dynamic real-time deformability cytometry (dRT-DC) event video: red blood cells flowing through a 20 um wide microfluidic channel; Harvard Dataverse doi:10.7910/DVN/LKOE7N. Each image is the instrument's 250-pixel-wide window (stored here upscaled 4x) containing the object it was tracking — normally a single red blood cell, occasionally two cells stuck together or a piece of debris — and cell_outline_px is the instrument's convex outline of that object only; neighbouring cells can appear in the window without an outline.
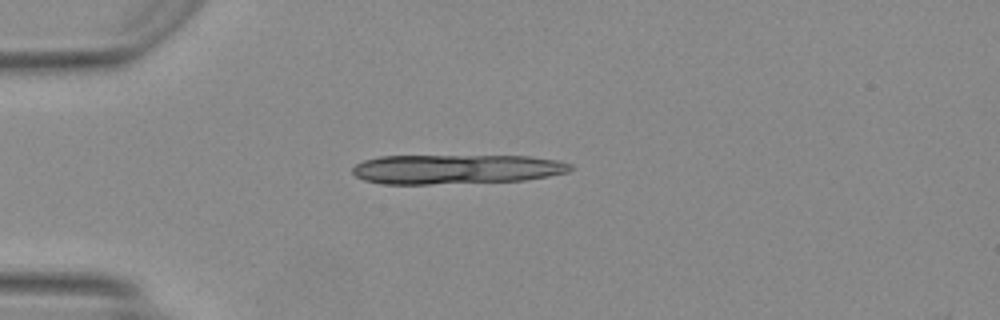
{"species": "Egyptian fruit bat (a non-hibernating species)", "species_latin": "Rousettus aegyptiacus", "temperature_condition": "warm", "stored_images_in_passage": 19, "segment_of_instrument_passage": [1, 2], "camera_frame_rate_fps": 3000, "um_per_image_px": 0.085, "animal": {"sex": "female"}, "frame": {"image": 1, "passage_image": 1, "time_ms": 0.0, "image_size_px": [1000, 320], "cell_outline_px": [[572, 168], [568, 172], [548, 176], [524, 180], [428, 184], [384, 184], [364, 180], [356, 176], [352, 172], [352, 168], [356, 164], [364, 160], [380, 156], [528, 156], [556, 160], [572, 164]], "centroid_in_image_um": [38.75, 14.38], "position_along_channel_um": 46.2, "area_um2": 37.34}}